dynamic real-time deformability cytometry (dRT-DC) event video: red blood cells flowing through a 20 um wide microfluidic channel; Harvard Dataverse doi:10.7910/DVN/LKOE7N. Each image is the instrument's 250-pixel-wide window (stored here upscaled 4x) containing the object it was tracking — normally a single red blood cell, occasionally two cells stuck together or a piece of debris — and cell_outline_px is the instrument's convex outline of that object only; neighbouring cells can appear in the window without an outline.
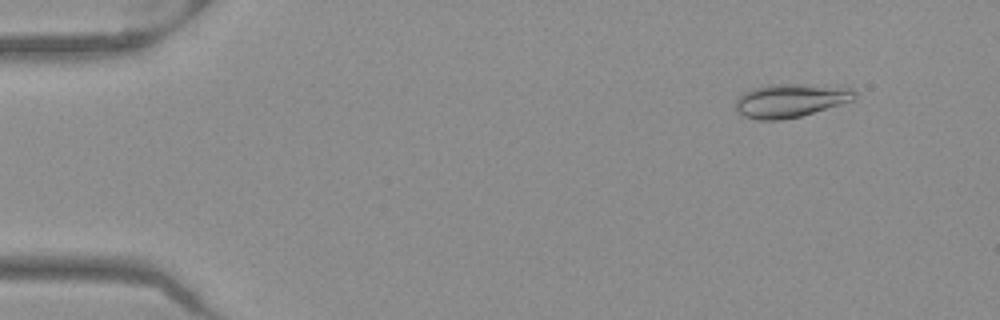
{"species": "Egyptian fruit bat (a non-hibernating species)", "species_latin": "Rousettus aegyptiacus", "temperature_condition": "warm", "stored_images_in_passage": 16, "camera_frame_rate_fps": 3000, "um_per_image_px": 0.085, "frame": {"image": 1, "passage_image": 5, "time_ms": 1.333, "image_size_px": [1000, 320], "cell_outline_px": [[856, 96], [852, 100], [840, 104], [800, 116], [780, 120], [760, 120], [744, 116], [736, 112], [736, 100], [744, 92], [752, 88], [768, 84], [840, 84], [856, 88]], "centroid_in_image_um": [67.26, 8.5], "position_along_channel_um": 17.7, "area_um2": 23.76}}